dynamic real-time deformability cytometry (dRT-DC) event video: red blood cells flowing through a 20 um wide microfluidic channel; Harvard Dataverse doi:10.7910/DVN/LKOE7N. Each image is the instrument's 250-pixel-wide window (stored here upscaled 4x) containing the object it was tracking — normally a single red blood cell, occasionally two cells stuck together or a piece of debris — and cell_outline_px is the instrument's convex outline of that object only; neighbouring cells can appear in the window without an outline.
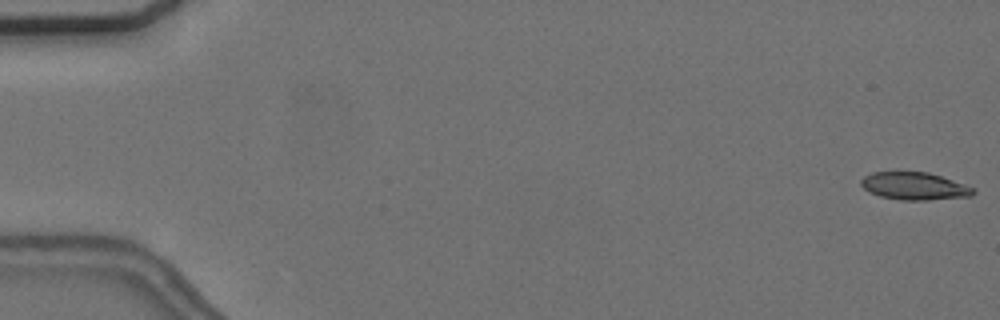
{"species": "common noctule bat (a hibernating species)", "species_latin": "Nyctalus noctula", "temperature_condition": "cold", "stored_images_in_passage": 8, "camera_frame_rate_fps": 3000, "um_per_image_px": 0.085, "animal": {"sex": "female", "body_mass_g": 24.6, "forearm_length_mm": 56.2}, "frame": {"image": 1, "passage_image": 1, "time_ms": 0.0, "image_size_px": [1000, 320], "cell_outline_px": [[976, 192], [972, 196], [928, 200], [900, 200], [880, 196], [864, 188], [860, 184], [860, 180], [864, 176], [872, 172], [928, 172], [964, 184], [972, 188]], "centroid_in_image_um": [77.71, 15.82], "position_along_channel_um": 7.3, "area_um2": 17.86}}